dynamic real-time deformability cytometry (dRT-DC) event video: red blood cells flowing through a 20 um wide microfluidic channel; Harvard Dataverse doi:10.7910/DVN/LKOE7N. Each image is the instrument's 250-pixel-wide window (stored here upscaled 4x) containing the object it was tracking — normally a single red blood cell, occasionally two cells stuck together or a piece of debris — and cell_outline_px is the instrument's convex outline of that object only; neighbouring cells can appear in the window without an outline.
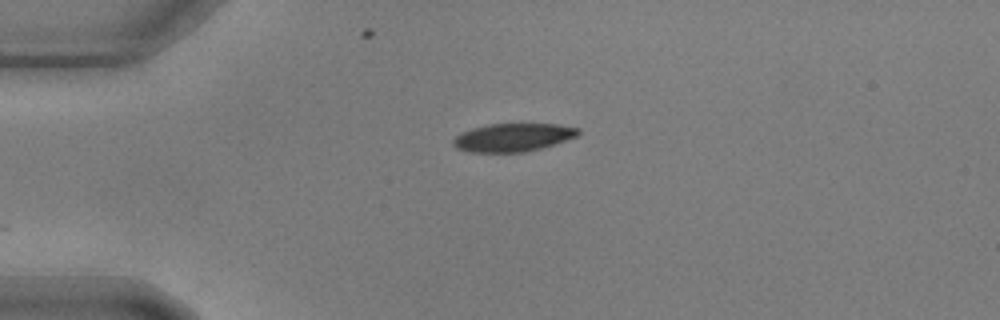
{"species": "common noctule bat (a hibernating species)", "species_latin": "Nyctalus noctula", "temperature_condition": "warm", "stored_images_in_passage": 38, "camera_frame_rate_fps": 3000, "um_per_image_px": 0.085, "animal": {"sex": "male", "body_mass_g": 17.9, "forearm_length_mm": 54.2}, "frame": {"image": 1, "passage_image": 1, "time_ms": 0.0, "image_size_px": [1000, 320], "cell_outline_px": [[580, 132], [576, 136], [540, 148], [524, 152], [468, 152], [456, 148], [452, 144], [452, 140], [460, 132], [472, 128], [488, 124], [560, 124], [580, 128]], "centroid_in_image_um": [43.55, 11.67], "position_along_channel_um": 41.4, "area_um2": 20.46}}
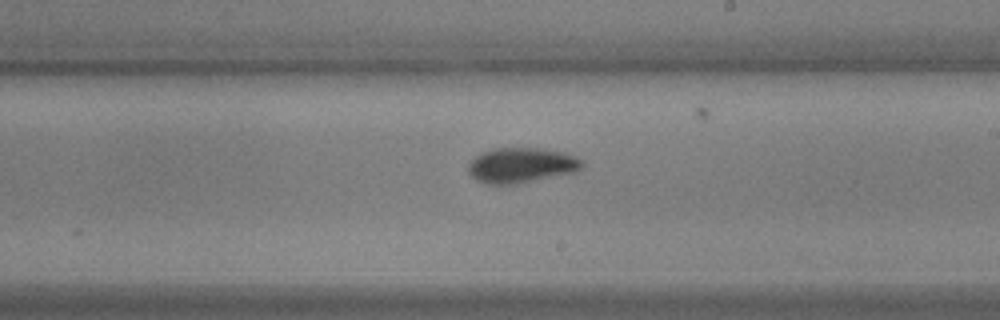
{"frame": {"image": 2, "passage_image": 21, "time_ms": 6.667, "image_size_px": [1000, 320], "cell_outline_px": [[584, 164], [576, 172], [516, 184], [488, 184], [476, 180], [468, 172], [468, 164], [480, 152], [492, 148], [544, 148], [564, 152], [576, 156]], "centroid_in_image_um": [44.31, 14.04], "position_along_channel_um": 244.7, "area_um2": 23.47}}
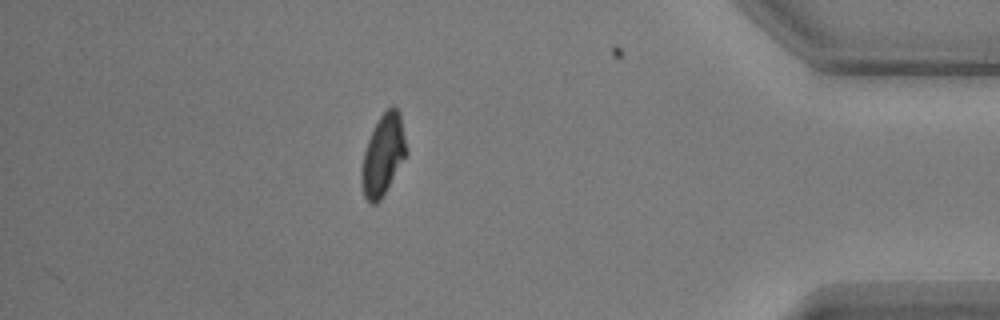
{"frame": {"image": 3, "passage_image": 38, "time_ms": 12.333, "image_size_px": [1000, 320], "cell_outline_px": [[408, 152], [380, 200], [376, 204], [372, 204], [364, 196], [360, 184], [360, 172], [364, 152], [368, 140], [380, 116], [392, 104], [400, 112]], "centroid_in_image_um": [32.55, 13.17], "position_along_channel_um": 402.6, "area_um2": 20.98}}